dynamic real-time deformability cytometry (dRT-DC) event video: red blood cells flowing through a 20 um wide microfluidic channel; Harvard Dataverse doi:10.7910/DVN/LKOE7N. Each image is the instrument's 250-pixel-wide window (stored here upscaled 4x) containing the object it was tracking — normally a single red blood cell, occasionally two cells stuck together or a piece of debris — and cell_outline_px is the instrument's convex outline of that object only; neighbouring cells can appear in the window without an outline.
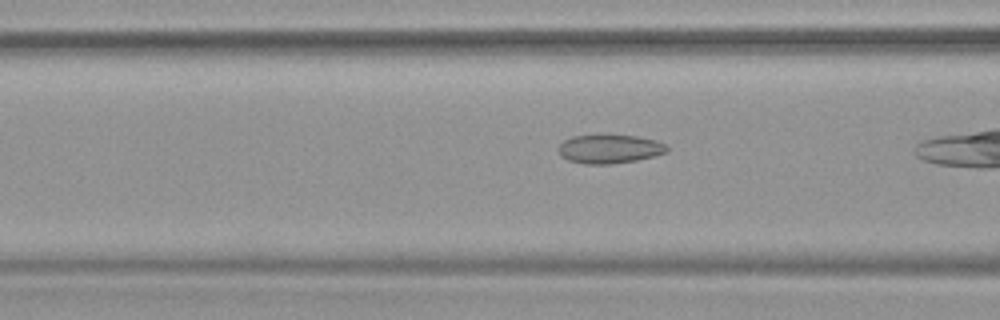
{"species": "common noctule bat (a hibernating species)", "species_latin": "Nyctalus noctula", "temperature_condition": "warm", "stored_images_in_passage": 38, "camera_frame_rate_fps": 3000, "um_per_image_px": 0.085, "animal": {"sex": "female", "body_mass_g": 19.9}, "frame": {"image": 1, "passage_image": 17, "time_ms": 5.333, "image_size_px": [1000, 320], "cell_outline_px": [[668, 152], [656, 156], [636, 160], [612, 164], [584, 164], [568, 160], [560, 156], [556, 148], [564, 140], [572, 136], [596, 132], [636, 136], [656, 140], [668, 144]], "centroid_in_image_um": [51.79, 12.62], "position_along_channel_um": 114.8, "area_um2": 19.19}}
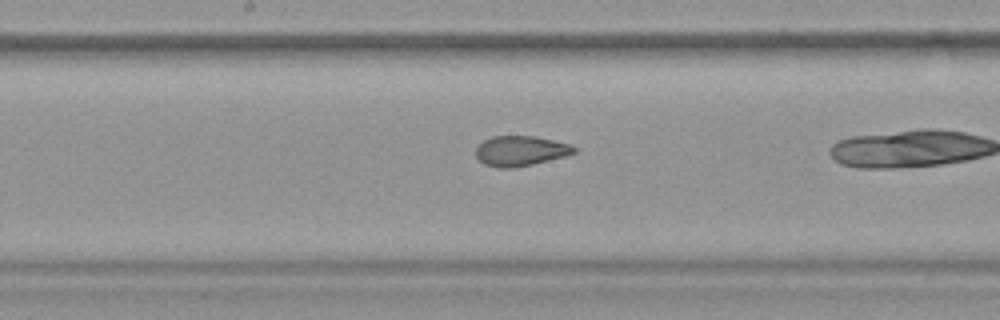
{"frame": {"image": 2, "passage_image": 24, "time_ms": 7.667, "image_size_px": [1000, 320], "cell_outline_px": [[576, 152], [564, 156], [532, 164], [512, 168], [500, 168], [484, 164], [476, 156], [476, 148], [484, 140], [492, 136], [536, 136], [572, 144], [576, 148]], "centroid_in_image_um": [44.25, 12.81], "position_along_channel_um": 203.9, "area_um2": 17.17}}
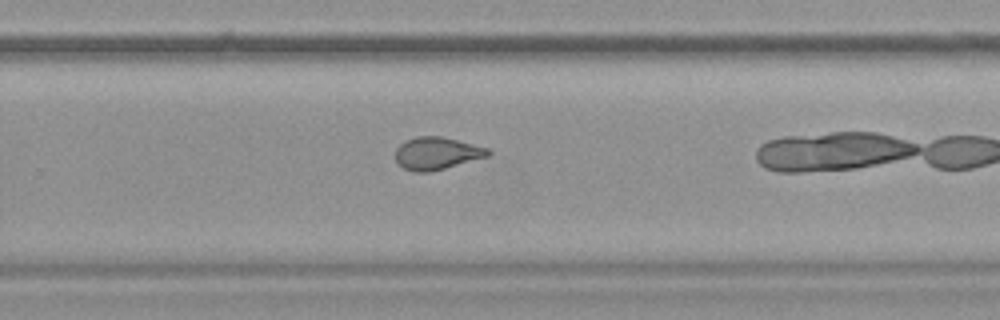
{"frame": {"image": 3, "passage_image": 31, "time_ms": 10.0, "image_size_px": [1000, 320], "cell_outline_px": [[492, 152], [488, 156], [444, 168], [428, 172], [412, 172], [396, 164], [396, 148], [400, 144], [416, 136], [440, 136], [488, 148]], "centroid_in_image_um": [37.09, 13.04], "position_along_channel_um": 292.7, "area_um2": 17.34}}